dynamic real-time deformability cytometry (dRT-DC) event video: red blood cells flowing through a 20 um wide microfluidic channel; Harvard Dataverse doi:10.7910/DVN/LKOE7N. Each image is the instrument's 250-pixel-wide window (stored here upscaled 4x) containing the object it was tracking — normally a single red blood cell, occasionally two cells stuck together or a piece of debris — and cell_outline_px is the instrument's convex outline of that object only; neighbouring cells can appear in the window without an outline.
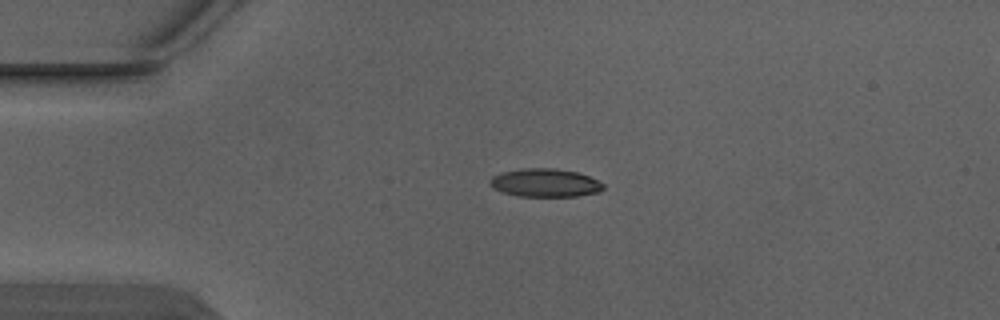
{"species": "Egyptian fruit bat (a non-hibernating species)", "species_latin": "Rousettus aegyptiacus", "temperature_condition": "warm", "stored_images_in_passage": 4, "camera_frame_rate_fps": 3000, "um_per_image_px": 0.085, "animal": {"sex": "male"}, "frame": {"image": 1, "passage_image": 4, "time_ms": 1.0, "image_size_px": [1000, 320], "cell_outline_px": [[604, 188], [600, 192], [576, 196], [516, 196], [500, 192], [492, 188], [488, 184], [488, 180], [492, 176], [500, 172], [524, 168], [556, 168], [576, 172], [588, 176], [604, 184]], "centroid_in_image_um": [46.27, 15.54], "position_along_channel_um": 38.7, "area_um2": 18.9}}